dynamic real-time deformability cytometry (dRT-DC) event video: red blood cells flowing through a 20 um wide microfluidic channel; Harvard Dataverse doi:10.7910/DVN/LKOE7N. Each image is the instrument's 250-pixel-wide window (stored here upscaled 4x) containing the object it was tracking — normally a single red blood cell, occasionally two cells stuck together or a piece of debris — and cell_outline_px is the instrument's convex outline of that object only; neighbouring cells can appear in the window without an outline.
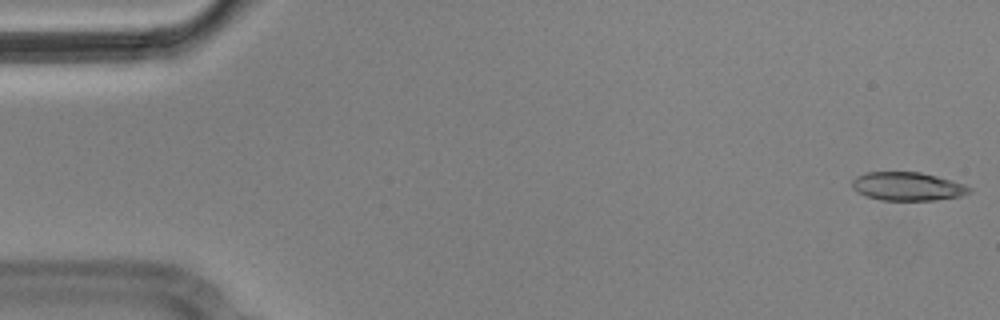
{"species": "Egyptian fruit bat (a non-hibernating species)", "species_latin": "Rousettus aegyptiacus", "temperature_condition": "cold", "stored_images_in_passage": 6, "camera_frame_rate_fps": 3000, "um_per_image_px": 0.085, "animal": {"sex": "male"}, "frame": {"image": 1, "passage_image": 1, "time_ms": 0.0, "image_size_px": [1000, 320], "cell_outline_px": [[972, 192], [960, 196], [936, 200], [880, 200], [868, 196], [852, 188], [852, 180], [856, 176], [868, 172], [920, 172], [952, 180], [964, 184], [972, 188]], "centroid_in_image_um": [77.17, 15.84], "position_along_channel_um": 7.8, "area_um2": 19.36}}
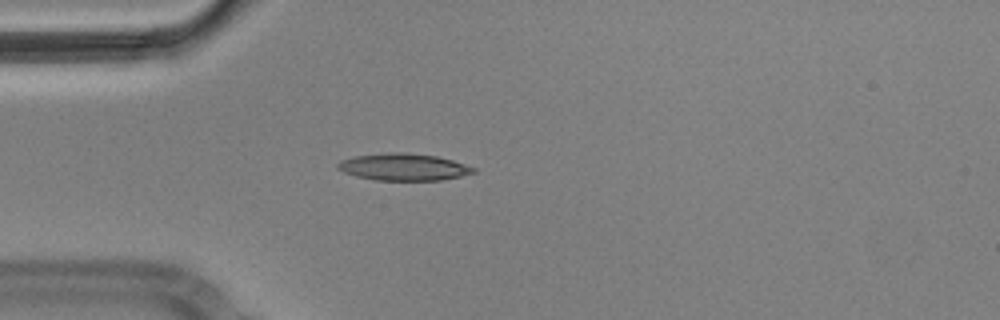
{"frame": {"image": 2, "passage_image": 5, "time_ms": 1.333, "image_size_px": [1000, 320], "cell_outline_px": [[476, 172], [460, 176], [440, 180], [376, 180], [356, 176], [344, 172], [336, 168], [336, 164], [340, 160], [356, 156], [388, 152], [404, 152], [436, 156], [452, 160], [476, 168]], "centroid_in_image_um": [34.28, 14.19], "position_along_channel_um": 50.7, "area_um2": 21.27}}